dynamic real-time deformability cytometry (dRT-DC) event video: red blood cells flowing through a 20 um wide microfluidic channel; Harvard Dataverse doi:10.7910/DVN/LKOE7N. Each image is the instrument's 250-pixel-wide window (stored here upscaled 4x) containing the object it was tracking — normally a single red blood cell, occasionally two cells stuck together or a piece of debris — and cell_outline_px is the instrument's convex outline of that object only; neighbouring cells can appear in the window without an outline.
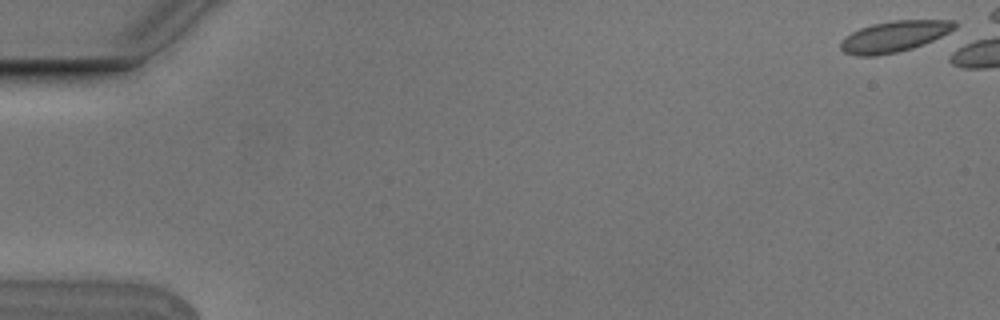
{"species": "Egyptian fruit bat (a non-hibernating species)", "species_latin": "Rousettus aegyptiacus", "temperature_condition": "cold", "stored_images_in_passage": 4, "camera_frame_rate_fps": 3000, "um_per_image_px": 0.085, "animal": {"sex": "male"}, "frame": {"image": 1, "passage_image": 1, "time_ms": 0.0, "image_size_px": [1000, 320], "cell_outline_px": [[956, 28], [924, 44], [912, 48], [896, 52], [876, 56], [856, 56], [844, 52], [840, 48], [840, 40], [852, 32], [860, 28], [872, 24], [896, 20], [956, 20]], "centroid_in_image_um": [75.98, 3.1], "position_along_channel_um": 9.0, "area_um2": 20.52}}